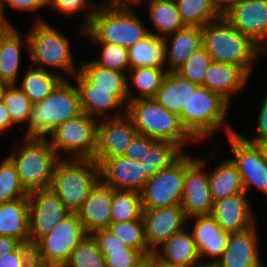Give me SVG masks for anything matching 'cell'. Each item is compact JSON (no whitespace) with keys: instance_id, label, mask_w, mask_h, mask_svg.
<instances>
[{"instance_id":"8992f818","label":"cell","mask_w":267,"mask_h":267,"mask_svg":"<svg viewBox=\"0 0 267 267\" xmlns=\"http://www.w3.org/2000/svg\"><path fill=\"white\" fill-rule=\"evenodd\" d=\"M126 114L140 135L172 141L182 149L190 143H198L182 126L179 115L166 110L154 98L129 101Z\"/></svg>"},{"instance_id":"603a6c76","label":"cell","mask_w":267,"mask_h":267,"mask_svg":"<svg viewBox=\"0 0 267 267\" xmlns=\"http://www.w3.org/2000/svg\"><path fill=\"white\" fill-rule=\"evenodd\" d=\"M249 77L242 67L213 61L203 77L202 86L219 94L231 105V99L246 86Z\"/></svg>"},{"instance_id":"c3c4849f","label":"cell","mask_w":267,"mask_h":267,"mask_svg":"<svg viewBox=\"0 0 267 267\" xmlns=\"http://www.w3.org/2000/svg\"><path fill=\"white\" fill-rule=\"evenodd\" d=\"M6 6H10V8L18 10L20 13L25 11L32 13L45 7L48 8V0H0V10L3 22L11 23L10 20H7L8 18H6Z\"/></svg>"},{"instance_id":"f5cc1de1","label":"cell","mask_w":267,"mask_h":267,"mask_svg":"<svg viewBox=\"0 0 267 267\" xmlns=\"http://www.w3.org/2000/svg\"><path fill=\"white\" fill-rule=\"evenodd\" d=\"M22 243L12 237L0 235V257L15 251Z\"/></svg>"},{"instance_id":"ab89813d","label":"cell","mask_w":267,"mask_h":267,"mask_svg":"<svg viewBox=\"0 0 267 267\" xmlns=\"http://www.w3.org/2000/svg\"><path fill=\"white\" fill-rule=\"evenodd\" d=\"M107 229L126 243L128 247L142 252L145 256L152 252L145 240L142 217L126 222L110 223Z\"/></svg>"},{"instance_id":"3957f363","label":"cell","mask_w":267,"mask_h":267,"mask_svg":"<svg viewBox=\"0 0 267 267\" xmlns=\"http://www.w3.org/2000/svg\"><path fill=\"white\" fill-rule=\"evenodd\" d=\"M26 36L31 66L61 75L64 79H68V76L65 77L60 73L65 72L73 77L79 71V64L77 68L75 66L77 63L74 64L70 41L45 20L41 18L34 20Z\"/></svg>"},{"instance_id":"484cf974","label":"cell","mask_w":267,"mask_h":267,"mask_svg":"<svg viewBox=\"0 0 267 267\" xmlns=\"http://www.w3.org/2000/svg\"><path fill=\"white\" fill-rule=\"evenodd\" d=\"M0 235L29 243L28 197L0 204Z\"/></svg>"},{"instance_id":"7dc6e473","label":"cell","mask_w":267,"mask_h":267,"mask_svg":"<svg viewBox=\"0 0 267 267\" xmlns=\"http://www.w3.org/2000/svg\"><path fill=\"white\" fill-rule=\"evenodd\" d=\"M35 263L33 246L22 243L15 251L0 257V267H31Z\"/></svg>"},{"instance_id":"836d02e7","label":"cell","mask_w":267,"mask_h":267,"mask_svg":"<svg viewBox=\"0 0 267 267\" xmlns=\"http://www.w3.org/2000/svg\"><path fill=\"white\" fill-rule=\"evenodd\" d=\"M168 70L164 68L139 67L129 69L127 74V92L129 101L139 98H153L161 87ZM131 83L138 90L133 93Z\"/></svg>"},{"instance_id":"94428289","label":"cell","mask_w":267,"mask_h":267,"mask_svg":"<svg viewBox=\"0 0 267 267\" xmlns=\"http://www.w3.org/2000/svg\"><path fill=\"white\" fill-rule=\"evenodd\" d=\"M257 146L261 149L264 158L267 160V139L261 140Z\"/></svg>"},{"instance_id":"7a4b0ae2","label":"cell","mask_w":267,"mask_h":267,"mask_svg":"<svg viewBox=\"0 0 267 267\" xmlns=\"http://www.w3.org/2000/svg\"><path fill=\"white\" fill-rule=\"evenodd\" d=\"M131 5H98L85 35L90 42L115 43L129 48L150 34Z\"/></svg>"},{"instance_id":"277c9868","label":"cell","mask_w":267,"mask_h":267,"mask_svg":"<svg viewBox=\"0 0 267 267\" xmlns=\"http://www.w3.org/2000/svg\"><path fill=\"white\" fill-rule=\"evenodd\" d=\"M81 113L78 89L64 79L44 100L33 104L22 138L46 139L57 126Z\"/></svg>"},{"instance_id":"f907efd6","label":"cell","mask_w":267,"mask_h":267,"mask_svg":"<svg viewBox=\"0 0 267 267\" xmlns=\"http://www.w3.org/2000/svg\"><path fill=\"white\" fill-rule=\"evenodd\" d=\"M159 140L137 134L123 156L140 161Z\"/></svg>"},{"instance_id":"d590c367","label":"cell","mask_w":267,"mask_h":267,"mask_svg":"<svg viewBox=\"0 0 267 267\" xmlns=\"http://www.w3.org/2000/svg\"><path fill=\"white\" fill-rule=\"evenodd\" d=\"M141 193L132 190L112 189L110 223L126 222L142 217Z\"/></svg>"},{"instance_id":"6125c7cd","label":"cell","mask_w":267,"mask_h":267,"mask_svg":"<svg viewBox=\"0 0 267 267\" xmlns=\"http://www.w3.org/2000/svg\"><path fill=\"white\" fill-rule=\"evenodd\" d=\"M193 267H218V265L216 263H211V262H200L196 265H194Z\"/></svg>"},{"instance_id":"8fae6325","label":"cell","mask_w":267,"mask_h":267,"mask_svg":"<svg viewBox=\"0 0 267 267\" xmlns=\"http://www.w3.org/2000/svg\"><path fill=\"white\" fill-rule=\"evenodd\" d=\"M185 177V152L170 166L145 183L141 193L143 209L181 205Z\"/></svg>"},{"instance_id":"d6a6232c","label":"cell","mask_w":267,"mask_h":267,"mask_svg":"<svg viewBox=\"0 0 267 267\" xmlns=\"http://www.w3.org/2000/svg\"><path fill=\"white\" fill-rule=\"evenodd\" d=\"M147 5L148 17L154 29H149L151 34L165 38L185 27L174 0L152 1Z\"/></svg>"},{"instance_id":"7c38bea8","label":"cell","mask_w":267,"mask_h":267,"mask_svg":"<svg viewBox=\"0 0 267 267\" xmlns=\"http://www.w3.org/2000/svg\"><path fill=\"white\" fill-rule=\"evenodd\" d=\"M206 158L189 157L185 153V177L181 206L186 218L211 215L213 200L209 187ZM206 169V171H204Z\"/></svg>"},{"instance_id":"6f0895ef","label":"cell","mask_w":267,"mask_h":267,"mask_svg":"<svg viewBox=\"0 0 267 267\" xmlns=\"http://www.w3.org/2000/svg\"><path fill=\"white\" fill-rule=\"evenodd\" d=\"M12 23H0V47L3 42V39L15 28Z\"/></svg>"},{"instance_id":"7402d4cb","label":"cell","mask_w":267,"mask_h":267,"mask_svg":"<svg viewBox=\"0 0 267 267\" xmlns=\"http://www.w3.org/2000/svg\"><path fill=\"white\" fill-rule=\"evenodd\" d=\"M192 219L195 222L191 233L200 261L203 262L207 256L211 259L209 262L216 263L228 244L230 232L223 230L211 215L191 217L187 223Z\"/></svg>"},{"instance_id":"bcb514c9","label":"cell","mask_w":267,"mask_h":267,"mask_svg":"<svg viewBox=\"0 0 267 267\" xmlns=\"http://www.w3.org/2000/svg\"><path fill=\"white\" fill-rule=\"evenodd\" d=\"M106 267H141L145 255L138 250L101 251Z\"/></svg>"},{"instance_id":"1f68e13d","label":"cell","mask_w":267,"mask_h":267,"mask_svg":"<svg viewBox=\"0 0 267 267\" xmlns=\"http://www.w3.org/2000/svg\"><path fill=\"white\" fill-rule=\"evenodd\" d=\"M63 80L61 75L30 65L16 85H20L18 87L36 104L51 94Z\"/></svg>"},{"instance_id":"6da1fadb","label":"cell","mask_w":267,"mask_h":267,"mask_svg":"<svg viewBox=\"0 0 267 267\" xmlns=\"http://www.w3.org/2000/svg\"><path fill=\"white\" fill-rule=\"evenodd\" d=\"M203 46L214 62L242 67L249 75L261 54L266 52L240 33L223 16L202 27Z\"/></svg>"},{"instance_id":"4dcf8cb0","label":"cell","mask_w":267,"mask_h":267,"mask_svg":"<svg viewBox=\"0 0 267 267\" xmlns=\"http://www.w3.org/2000/svg\"><path fill=\"white\" fill-rule=\"evenodd\" d=\"M209 187L213 202L245 192L238 168L230 158L209 171Z\"/></svg>"},{"instance_id":"4fadbf2b","label":"cell","mask_w":267,"mask_h":267,"mask_svg":"<svg viewBox=\"0 0 267 267\" xmlns=\"http://www.w3.org/2000/svg\"><path fill=\"white\" fill-rule=\"evenodd\" d=\"M226 138L234 156L230 159L238 168L245 192L253 186L267 197V160L261 149L247 142L237 131Z\"/></svg>"},{"instance_id":"f546056e","label":"cell","mask_w":267,"mask_h":267,"mask_svg":"<svg viewBox=\"0 0 267 267\" xmlns=\"http://www.w3.org/2000/svg\"><path fill=\"white\" fill-rule=\"evenodd\" d=\"M128 56L130 69L153 67L167 70L164 38L151 33L129 47Z\"/></svg>"},{"instance_id":"52a82bcc","label":"cell","mask_w":267,"mask_h":267,"mask_svg":"<svg viewBox=\"0 0 267 267\" xmlns=\"http://www.w3.org/2000/svg\"><path fill=\"white\" fill-rule=\"evenodd\" d=\"M99 181L100 167L94 159L60 158L51 188L70 213H77Z\"/></svg>"},{"instance_id":"9c48e42d","label":"cell","mask_w":267,"mask_h":267,"mask_svg":"<svg viewBox=\"0 0 267 267\" xmlns=\"http://www.w3.org/2000/svg\"><path fill=\"white\" fill-rule=\"evenodd\" d=\"M99 121L82 112L57 126L46 139L60 158L66 153L63 158L95 160Z\"/></svg>"},{"instance_id":"74e56055","label":"cell","mask_w":267,"mask_h":267,"mask_svg":"<svg viewBox=\"0 0 267 267\" xmlns=\"http://www.w3.org/2000/svg\"><path fill=\"white\" fill-rule=\"evenodd\" d=\"M185 26L204 27L220 17L210 0H174Z\"/></svg>"},{"instance_id":"91938a15","label":"cell","mask_w":267,"mask_h":267,"mask_svg":"<svg viewBox=\"0 0 267 267\" xmlns=\"http://www.w3.org/2000/svg\"><path fill=\"white\" fill-rule=\"evenodd\" d=\"M10 84L0 80V102L3 101L5 92Z\"/></svg>"},{"instance_id":"680465c9","label":"cell","mask_w":267,"mask_h":267,"mask_svg":"<svg viewBox=\"0 0 267 267\" xmlns=\"http://www.w3.org/2000/svg\"><path fill=\"white\" fill-rule=\"evenodd\" d=\"M136 0H102L98 2V5H132Z\"/></svg>"},{"instance_id":"d4e9b609","label":"cell","mask_w":267,"mask_h":267,"mask_svg":"<svg viewBox=\"0 0 267 267\" xmlns=\"http://www.w3.org/2000/svg\"><path fill=\"white\" fill-rule=\"evenodd\" d=\"M164 42L167 70L176 71L194 51L203 46L202 27L185 26L166 36Z\"/></svg>"},{"instance_id":"ffe728a7","label":"cell","mask_w":267,"mask_h":267,"mask_svg":"<svg viewBox=\"0 0 267 267\" xmlns=\"http://www.w3.org/2000/svg\"><path fill=\"white\" fill-rule=\"evenodd\" d=\"M246 194L241 192L213 203L211 216L223 230L230 233L244 232L257 224Z\"/></svg>"},{"instance_id":"7bdbcfd3","label":"cell","mask_w":267,"mask_h":267,"mask_svg":"<svg viewBox=\"0 0 267 267\" xmlns=\"http://www.w3.org/2000/svg\"><path fill=\"white\" fill-rule=\"evenodd\" d=\"M3 103L9 111L13 123L16 126H25L33 103L18 85L11 84L8 86L3 98Z\"/></svg>"},{"instance_id":"83f0119b","label":"cell","mask_w":267,"mask_h":267,"mask_svg":"<svg viewBox=\"0 0 267 267\" xmlns=\"http://www.w3.org/2000/svg\"><path fill=\"white\" fill-rule=\"evenodd\" d=\"M197 87V84L186 80L176 71H168L153 98L166 110L179 115Z\"/></svg>"},{"instance_id":"cb8c5ba5","label":"cell","mask_w":267,"mask_h":267,"mask_svg":"<svg viewBox=\"0 0 267 267\" xmlns=\"http://www.w3.org/2000/svg\"><path fill=\"white\" fill-rule=\"evenodd\" d=\"M111 209L112 189L99 181L77 212L84 231L92 234L96 230L108 228Z\"/></svg>"},{"instance_id":"e0dca14e","label":"cell","mask_w":267,"mask_h":267,"mask_svg":"<svg viewBox=\"0 0 267 267\" xmlns=\"http://www.w3.org/2000/svg\"><path fill=\"white\" fill-rule=\"evenodd\" d=\"M100 167V181L117 190L141 192L149 180L140 161L125 156L95 158Z\"/></svg>"},{"instance_id":"30bf717a","label":"cell","mask_w":267,"mask_h":267,"mask_svg":"<svg viewBox=\"0 0 267 267\" xmlns=\"http://www.w3.org/2000/svg\"><path fill=\"white\" fill-rule=\"evenodd\" d=\"M86 234L77 213H70L33 245L35 264L63 266Z\"/></svg>"},{"instance_id":"9f6ffc18","label":"cell","mask_w":267,"mask_h":267,"mask_svg":"<svg viewBox=\"0 0 267 267\" xmlns=\"http://www.w3.org/2000/svg\"><path fill=\"white\" fill-rule=\"evenodd\" d=\"M220 16L225 15L240 0H210Z\"/></svg>"},{"instance_id":"5bb4252c","label":"cell","mask_w":267,"mask_h":267,"mask_svg":"<svg viewBox=\"0 0 267 267\" xmlns=\"http://www.w3.org/2000/svg\"><path fill=\"white\" fill-rule=\"evenodd\" d=\"M29 199V244L34 245L70 212L53 189L32 191Z\"/></svg>"},{"instance_id":"60d3db41","label":"cell","mask_w":267,"mask_h":267,"mask_svg":"<svg viewBox=\"0 0 267 267\" xmlns=\"http://www.w3.org/2000/svg\"><path fill=\"white\" fill-rule=\"evenodd\" d=\"M28 195L13 162L6 156L0 163V204Z\"/></svg>"},{"instance_id":"8d00e7d4","label":"cell","mask_w":267,"mask_h":267,"mask_svg":"<svg viewBox=\"0 0 267 267\" xmlns=\"http://www.w3.org/2000/svg\"><path fill=\"white\" fill-rule=\"evenodd\" d=\"M185 151L172 141H158L140 162L148 178L174 163Z\"/></svg>"},{"instance_id":"e575fe53","label":"cell","mask_w":267,"mask_h":267,"mask_svg":"<svg viewBox=\"0 0 267 267\" xmlns=\"http://www.w3.org/2000/svg\"><path fill=\"white\" fill-rule=\"evenodd\" d=\"M77 63H80L78 72L90 84H94V89L127 90V73L103 68L92 60Z\"/></svg>"},{"instance_id":"b9f144b4","label":"cell","mask_w":267,"mask_h":267,"mask_svg":"<svg viewBox=\"0 0 267 267\" xmlns=\"http://www.w3.org/2000/svg\"><path fill=\"white\" fill-rule=\"evenodd\" d=\"M101 47L100 57L92 58V61L107 69L128 73L130 69L128 48L115 43L91 42Z\"/></svg>"},{"instance_id":"ee69618b","label":"cell","mask_w":267,"mask_h":267,"mask_svg":"<svg viewBox=\"0 0 267 267\" xmlns=\"http://www.w3.org/2000/svg\"><path fill=\"white\" fill-rule=\"evenodd\" d=\"M213 62L211 55L204 46L194 51L192 55L180 66L176 72L186 80L202 86L203 77L210 64Z\"/></svg>"},{"instance_id":"11a10c76","label":"cell","mask_w":267,"mask_h":267,"mask_svg":"<svg viewBox=\"0 0 267 267\" xmlns=\"http://www.w3.org/2000/svg\"><path fill=\"white\" fill-rule=\"evenodd\" d=\"M144 266L145 267H176V266H173L171 263L163 260L155 252H151L150 254H147L145 256Z\"/></svg>"},{"instance_id":"5b68a950","label":"cell","mask_w":267,"mask_h":267,"mask_svg":"<svg viewBox=\"0 0 267 267\" xmlns=\"http://www.w3.org/2000/svg\"><path fill=\"white\" fill-rule=\"evenodd\" d=\"M230 106L219 94L198 86L179 114L180 122L198 143L223 128L229 135L236 132L235 128L226 123Z\"/></svg>"},{"instance_id":"816d5d0a","label":"cell","mask_w":267,"mask_h":267,"mask_svg":"<svg viewBox=\"0 0 267 267\" xmlns=\"http://www.w3.org/2000/svg\"><path fill=\"white\" fill-rule=\"evenodd\" d=\"M259 106V113L257 118L256 133L252 138H246L242 136L247 142L257 145L261 140L267 139V94L262 99V102Z\"/></svg>"},{"instance_id":"03108f58","label":"cell","mask_w":267,"mask_h":267,"mask_svg":"<svg viewBox=\"0 0 267 267\" xmlns=\"http://www.w3.org/2000/svg\"><path fill=\"white\" fill-rule=\"evenodd\" d=\"M0 23H3V19H2L1 10H0Z\"/></svg>"},{"instance_id":"2e32d148","label":"cell","mask_w":267,"mask_h":267,"mask_svg":"<svg viewBox=\"0 0 267 267\" xmlns=\"http://www.w3.org/2000/svg\"><path fill=\"white\" fill-rule=\"evenodd\" d=\"M223 17L267 52V0H240Z\"/></svg>"},{"instance_id":"f6af8a7d","label":"cell","mask_w":267,"mask_h":267,"mask_svg":"<svg viewBox=\"0 0 267 267\" xmlns=\"http://www.w3.org/2000/svg\"><path fill=\"white\" fill-rule=\"evenodd\" d=\"M58 11L66 17L74 14L83 13L84 19L80 25V31L84 34L85 30L90 25L92 16L95 14L98 3L94 0H48V8ZM84 11V12H82Z\"/></svg>"},{"instance_id":"681fc988","label":"cell","mask_w":267,"mask_h":267,"mask_svg":"<svg viewBox=\"0 0 267 267\" xmlns=\"http://www.w3.org/2000/svg\"><path fill=\"white\" fill-rule=\"evenodd\" d=\"M98 243L100 251H123L136 250L128 247L120 238L110 232L107 228L96 230L92 233Z\"/></svg>"},{"instance_id":"db71d44e","label":"cell","mask_w":267,"mask_h":267,"mask_svg":"<svg viewBox=\"0 0 267 267\" xmlns=\"http://www.w3.org/2000/svg\"><path fill=\"white\" fill-rule=\"evenodd\" d=\"M16 126L12 118L10 116L9 111L5 107L3 101L0 102V137L7 132V130L11 129L10 127Z\"/></svg>"},{"instance_id":"d6986e66","label":"cell","mask_w":267,"mask_h":267,"mask_svg":"<svg viewBox=\"0 0 267 267\" xmlns=\"http://www.w3.org/2000/svg\"><path fill=\"white\" fill-rule=\"evenodd\" d=\"M145 240L154 252L173 234L186 226L187 218L181 205L143 209Z\"/></svg>"},{"instance_id":"9a60e30c","label":"cell","mask_w":267,"mask_h":267,"mask_svg":"<svg viewBox=\"0 0 267 267\" xmlns=\"http://www.w3.org/2000/svg\"><path fill=\"white\" fill-rule=\"evenodd\" d=\"M73 79L76 81L82 112L98 120L105 119L109 113V118L126 114L129 102L127 90L94 89V84H90L79 72Z\"/></svg>"},{"instance_id":"ba28073f","label":"cell","mask_w":267,"mask_h":267,"mask_svg":"<svg viewBox=\"0 0 267 267\" xmlns=\"http://www.w3.org/2000/svg\"><path fill=\"white\" fill-rule=\"evenodd\" d=\"M22 139V145L7 155L16 168L22 186L28 193L50 188L60 157L47 139Z\"/></svg>"},{"instance_id":"44dd1931","label":"cell","mask_w":267,"mask_h":267,"mask_svg":"<svg viewBox=\"0 0 267 267\" xmlns=\"http://www.w3.org/2000/svg\"><path fill=\"white\" fill-rule=\"evenodd\" d=\"M257 224L244 232L230 233L228 244L217 260L218 267H265L259 250Z\"/></svg>"},{"instance_id":"ac0fdd59","label":"cell","mask_w":267,"mask_h":267,"mask_svg":"<svg viewBox=\"0 0 267 267\" xmlns=\"http://www.w3.org/2000/svg\"><path fill=\"white\" fill-rule=\"evenodd\" d=\"M137 134L127 114L114 118L107 115L98 124L95 158L123 156Z\"/></svg>"},{"instance_id":"be15d7a7","label":"cell","mask_w":267,"mask_h":267,"mask_svg":"<svg viewBox=\"0 0 267 267\" xmlns=\"http://www.w3.org/2000/svg\"><path fill=\"white\" fill-rule=\"evenodd\" d=\"M152 1H164V0H136L131 6H133L135 9L136 6H139V7L142 6L144 2L149 3Z\"/></svg>"},{"instance_id":"f1b7e54d","label":"cell","mask_w":267,"mask_h":267,"mask_svg":"<svg viewBox=\"0 0 267 267\" xmlns=\"http://www.w3.org/2000/svg\"><path fill=\"white\" fill-rule=\"evenodd\" d=\"M24 46L28 50L27 36L25 34L23 39L17 27L3 39L0 47V80L10 85L19 82Z\"/></svg>"},{"instance_id":"e7e4bbea","label":"cell","mask_w":267,"mask_h":267,"mask_svg":"<svg viewBox=\"0 0 267 267\" xmlns=\"http://www.w3.org/2000/svg\"><path fill=\"white\" fill-rule=\"evenodd\" d=\"M31 267H58V266H44V265H38L34 263Z\"/></svg>"},{"instance_id":"f35d334b","label":"cell","mask_w":267,"mask_h":267,"mask_svg":"<svg viewBox=\"0 0 267 267\" xmlns=\"http://www.w3.org/2000/svg\"><path fill=\"white\" fill-rule=\"evenodd\" d=\"M62 267H106L105 257L92 234H86Z\"/></svg>"},{"instance_id":"4316f807","label":"cell","mask_w":267,"mask_h":267,"mask_svg":"<svg viewBox=\"0 0 267 267\" xmlns=\"http://www.w3.org/2000/svg\"><path fill=\"white\" fill-rule=\"evenodd\" d=\"M154 252L176 267H193L201 262L192 233L185 228L173 234Z\"/></svg>"}]
</instances>
